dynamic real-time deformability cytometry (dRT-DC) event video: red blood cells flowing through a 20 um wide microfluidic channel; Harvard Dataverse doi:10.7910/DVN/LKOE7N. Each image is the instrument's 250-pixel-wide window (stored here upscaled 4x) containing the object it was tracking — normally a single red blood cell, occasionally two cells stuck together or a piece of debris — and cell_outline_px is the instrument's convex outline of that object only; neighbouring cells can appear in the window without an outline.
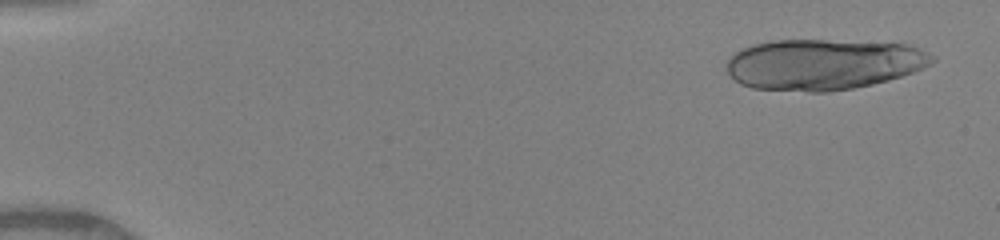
{"species": "human", "species_latin": "Homo sapiens", "temperature_condition": "warm", "stored_images_in_passage": 17, "camera_frame_rate_fps": 3000, "um_per_image_px": 0.085, "donor": {"sex": "female"}, "frame": {"image": 1, "passage_image": 2, "time_ms": 0.333, "image_size_px": [1000, 240], "cell_outline_px": [[936, 60], [924, 68], [888, 80], [872, 84], [852, 88], [828, 92], [808, 92], [752, 88], [740, 84], [728, 72], [724, 64], [736, 52], [752, 44], [772, 40], [824, 40], [904, 44], [928, 52], [936, 56]], "centroid_in_image_um": [69.96, 5.48], "position_along_channel_um": 15.0, "area_um2": 60.81}}